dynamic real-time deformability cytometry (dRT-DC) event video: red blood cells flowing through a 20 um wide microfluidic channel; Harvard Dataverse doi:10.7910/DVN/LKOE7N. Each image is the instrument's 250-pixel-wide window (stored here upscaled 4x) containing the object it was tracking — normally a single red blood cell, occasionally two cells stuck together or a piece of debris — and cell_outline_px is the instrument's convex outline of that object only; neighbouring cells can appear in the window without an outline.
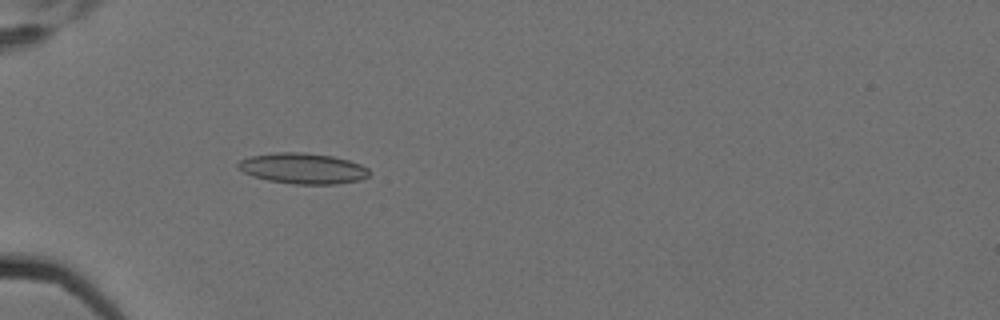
{"species": "Egyptian fruit bat (a non-hibernating species)", "species_latin": "Rousettus aegyptiacus", "temperature_condition": "cold", "stored_images_in_passage": 3, "camera_frame_rate_fps": 3000, "um_per_image_px": 0.085, "animal": {"sex": "female"}, "frame": {"image": 1, "passage_image": 3, "time_ms": 0.667, "image_size_px": [1000, 320], "cell_outline_px": [[372, 172], [368, 176], [360, 180], [336, 184], [292, 184], [268, 180], [252, 176], [236, 168], [236, 164], [240, 160], [248, 156], [276, 152], [304, 152], [332, 156], [348, 160], [360, 164], [368, 168]], "centroid_in_image_um": [25.72, 14.31], "position_along_channel_um": 59.3, "area_um2": 23.7}}